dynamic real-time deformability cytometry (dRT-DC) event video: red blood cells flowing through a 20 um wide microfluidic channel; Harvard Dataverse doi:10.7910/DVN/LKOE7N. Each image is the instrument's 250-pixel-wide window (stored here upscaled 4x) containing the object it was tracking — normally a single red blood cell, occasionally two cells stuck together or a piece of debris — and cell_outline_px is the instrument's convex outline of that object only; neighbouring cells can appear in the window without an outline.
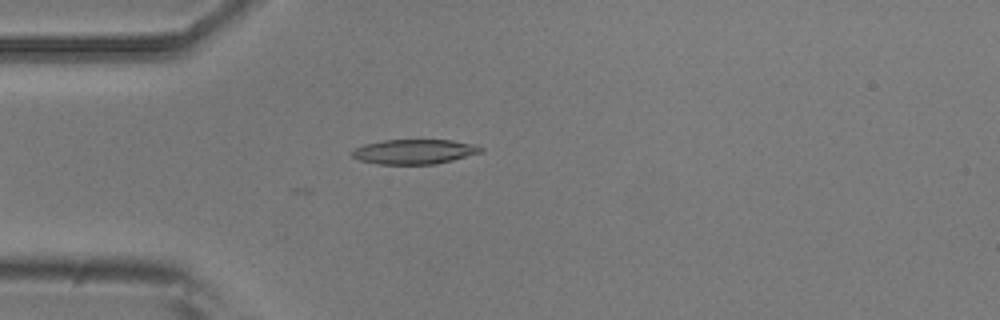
{"species": "common noctule bat (a hibernating species)", "species_latin": "Nyctalus noctula", "temperature_condition": "room temperature", "stored_images_in_passage": 3, "camera_frame_rate_fps": 3000, "um_per_image_px": 0.085, "animal": {"sex": "male", "body_mass_g": 20.5, "forearm_length_mm": 52.5}, "frame": {"image": 1, "passage_image": 3, "time_ms": 0.667, "image_size_px": [1000, 320], "cell_outline_px": [[484, 152], [436, 164], [376, 164], [360, 160], [352, 156], [352, 152], [356, 148], [364, 144], [384, 140], [452, 140], [476, 144], [484, 148]], "centroid_in_image_um": [35.27, 12.89], "position_along_channel_um": 49.7, "area_um2": 18.61}}